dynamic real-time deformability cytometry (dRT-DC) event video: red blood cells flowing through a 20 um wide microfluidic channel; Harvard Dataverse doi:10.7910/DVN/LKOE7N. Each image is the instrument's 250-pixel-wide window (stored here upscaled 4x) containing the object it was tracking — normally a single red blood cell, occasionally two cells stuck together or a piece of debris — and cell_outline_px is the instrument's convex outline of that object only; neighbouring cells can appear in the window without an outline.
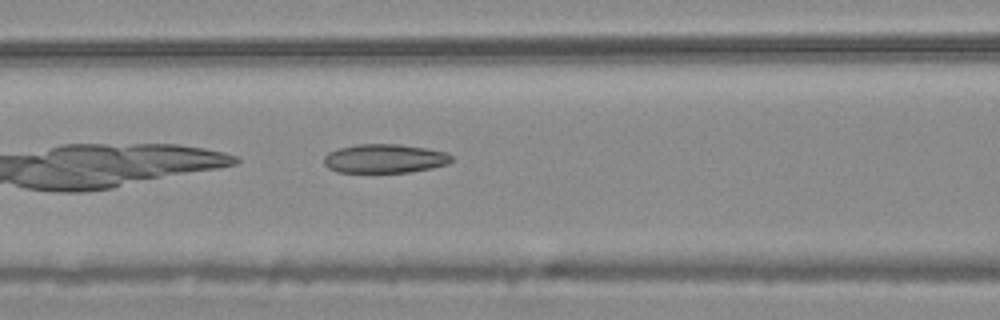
{"species": "common noctule bat (a hibernating species)", "species_latin": "Nyctalus noctula", "temperature_condition": "warm", "stored_images_in_passage": 33, "camera_frame_rate_fps": 3000, "um_per_image_px": 0.085, "animal": {"sex": "male", "body_mass_g": 20.4}, "frame": {"image": 1, "passage_image": 6, "time_ms": 1.667, "image_size_px": [1000, 320], "cell_outline_px": [[452, 160], [448, 164], [432, 168], [408, 172], [336, 172], [328, 168], [324, 164], [324, 156], [328, 152], [340, 148], [356, 144], [400, 144], [428, 148], [448, 152], [452, 156]], "centroid_in_image_um": [32.71, 13.47], "position_along_channel_um": 133.9, "area_um2": 21.68}, "authors_computed_cell_mechanics": {"area_um2": 21.4438, "velocity_mm_per_s": 3.7792, "shape_relaxation_time_tau1_ms": null, "shape_relaxation_time_tau2_ms": 3.8178, "deformation_change_tau1": null, "deformation_change_tau2": 0.1318}}